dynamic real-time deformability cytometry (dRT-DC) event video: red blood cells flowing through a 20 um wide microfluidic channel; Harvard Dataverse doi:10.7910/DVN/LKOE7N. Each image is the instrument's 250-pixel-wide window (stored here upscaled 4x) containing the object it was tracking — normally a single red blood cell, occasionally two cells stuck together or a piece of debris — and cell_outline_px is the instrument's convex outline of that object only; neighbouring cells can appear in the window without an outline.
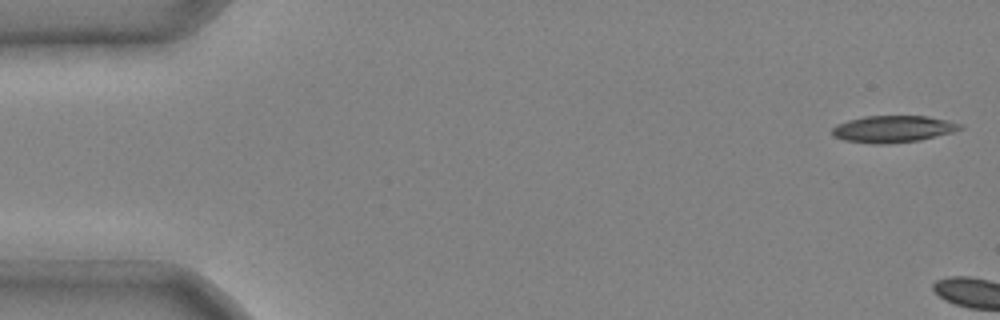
{"species": "common noctule bat (a hibernating species)", "species_latin": "Nyctalus noctula", "temperature_condition": "cold", "stored_images_in_passage": 2, "camera_frame_rate_fps": 3000, "um_per_image_px": 0.085, "animal": {"sex": "male", "body_mass_g": 20.4}, "frame": {"image": 1, "passage_image": 1, "time_ms": 0.0, "image_size_px": [1000, 320], "cell_outline_px": [[964, 128], [952, 132], [920, 140], [884, 144], [872, 144], [844, 140], [832, 136], [832, 128], [836, 124], [848, 120], [864, 116], [928, 116], [948, 120], [964, 124]], "centroid_in_image_um": [75.91, 10.96], "position_along_channel_um": 9.1, "area_um2": 20.17}}